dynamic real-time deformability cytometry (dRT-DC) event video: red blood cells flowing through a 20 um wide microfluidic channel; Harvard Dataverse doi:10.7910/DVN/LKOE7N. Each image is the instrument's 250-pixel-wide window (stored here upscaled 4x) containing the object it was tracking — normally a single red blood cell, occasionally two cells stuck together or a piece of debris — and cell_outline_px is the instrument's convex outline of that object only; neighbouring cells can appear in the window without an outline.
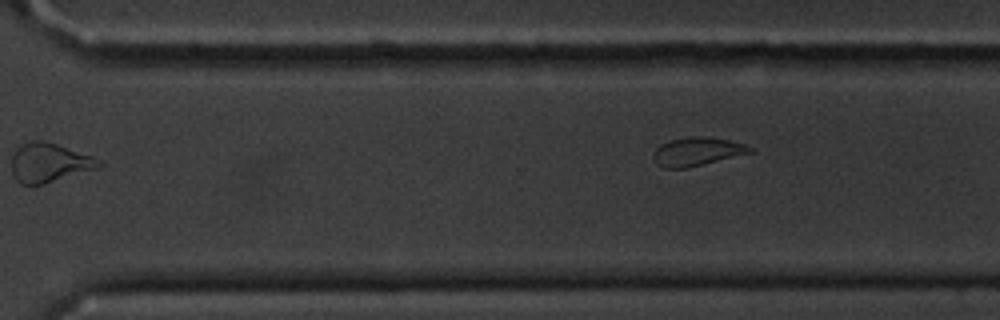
{"species": "common noctule bat (a hibernating species)", "species_latin": "Nyctalus noctula", "temperature_condition": "cold", "stored_images_in_passage": 16, "camera_frame_rate_fps": 3000, "um_per_image_px": 0.085, "animal": {"sex": "male", "body_mass_g": 20.1, "forearm_length_mm": 53.5}, "frame": {"image": 1, "passage_image": 12, "time_ms": 14.333, "image_size_px": [1000, 320], "cell_outline_px": [[104, 164], [96, 168], [44, 184], [20, 184], [16, 180], [12, 172], [12, 156], [16, 148], [20, 144], [32, 140], [40, 140], [56, 144], [92, 156], [100, 160]], "centroid_in_image_um": [4.14, 13.82], "position_along_channel_um": 366.5, "area_um2": 19.71}, "authors_computed_cell_mechanics": {"area_um2": 18.2359, "velocity_mm_per_s": 3.6143, "shape_relaxation_time_tau1_ms": 2.8661, "shape_relaxation_time_tau2_ms": 3.2404, "deformation_change_tau1": 0.1986, "deformation_change_tau2": 0.0826}}